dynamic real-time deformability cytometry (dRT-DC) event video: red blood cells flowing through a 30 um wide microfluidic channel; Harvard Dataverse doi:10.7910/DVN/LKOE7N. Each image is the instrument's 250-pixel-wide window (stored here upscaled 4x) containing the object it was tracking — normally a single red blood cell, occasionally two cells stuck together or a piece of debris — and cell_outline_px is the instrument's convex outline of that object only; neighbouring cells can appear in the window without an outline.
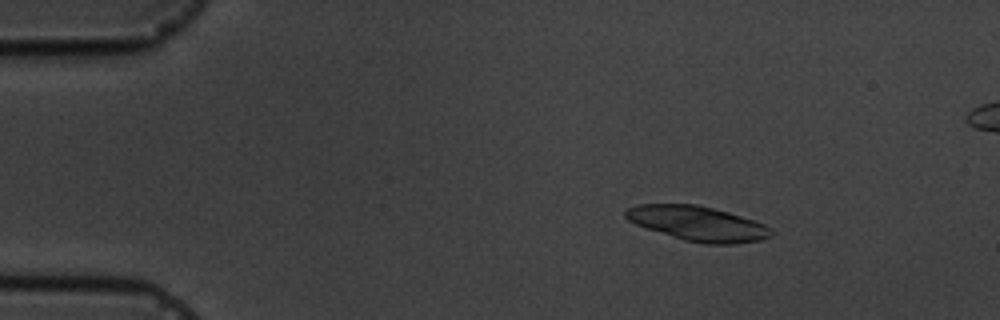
{"species": "common noctule bat (a hibernating species)", "species_latin": "Nyctalus noctula", "temperature_condition": "cold", "stored_images_in_passage": 6, "camera_frame_rate_fps": 3000, "um_per_image_px": 0.085, "animal": {"sex": "male", "body_mass_g": 19.5, "forearm_length_mm": 54.6}, "frame": {"image": 1, "passage_image": 3, "time_ms": 2.333, "image_size_px": [1000, 320], "cell_outline_px": [[772, 236], [760, 240], [736, 244], [704, 244], [684, 240], [644, 228], [628, 220], [624, 216], [624, 212], [628, 208], [636, 204], [696, 204], [728, 212], [764, 224], [772, 232]], "centroid_in_image_um": [59.26, 19.0], "position_along_channel_um": 25.7, "area_um2": 29.42}}